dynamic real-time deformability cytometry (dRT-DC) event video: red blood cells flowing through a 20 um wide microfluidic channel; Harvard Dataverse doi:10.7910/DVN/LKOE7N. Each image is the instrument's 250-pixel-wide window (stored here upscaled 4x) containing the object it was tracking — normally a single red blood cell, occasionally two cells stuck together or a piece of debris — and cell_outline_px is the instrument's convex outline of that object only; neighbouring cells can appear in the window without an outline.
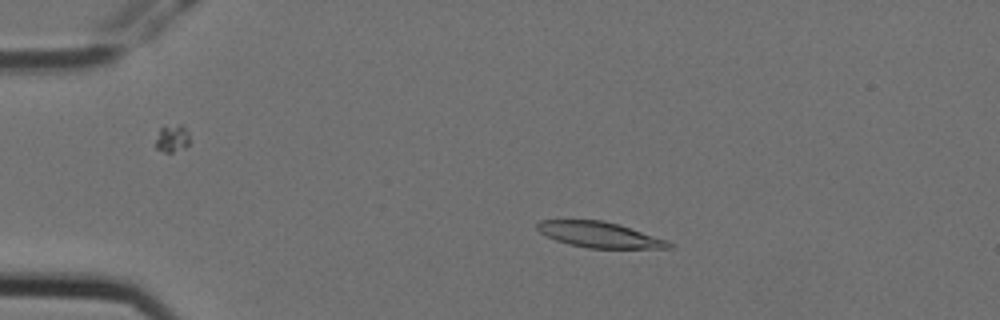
{"species": "Egyptian fruit bat (a non-hibernating species)", "species_latin": "Rousettus aegyptiacus", "temperature_condition": "cold", "stored_images_in_passage": 3, "camera_frame_rate_fps": 3000, "um_per_image_px": 0.085, "animal": {"sex": "female"}, "frame": {"image": 1, "passage_image": 2, "time_ms": 0.333, "image_size_px": [1000, 320], "cell_outline_px": [[672, 248], [588, 248], [568, 244], [556, 240], [540, 232], [536, 228], [536, 224], [540, 220], [604, 220], [620, 224], [668, 240], [672, 244]], "centroid_in_image_um": [50.97, 19.94], "position_along_channel_um": 34.0, "area_um2": 19.71}}